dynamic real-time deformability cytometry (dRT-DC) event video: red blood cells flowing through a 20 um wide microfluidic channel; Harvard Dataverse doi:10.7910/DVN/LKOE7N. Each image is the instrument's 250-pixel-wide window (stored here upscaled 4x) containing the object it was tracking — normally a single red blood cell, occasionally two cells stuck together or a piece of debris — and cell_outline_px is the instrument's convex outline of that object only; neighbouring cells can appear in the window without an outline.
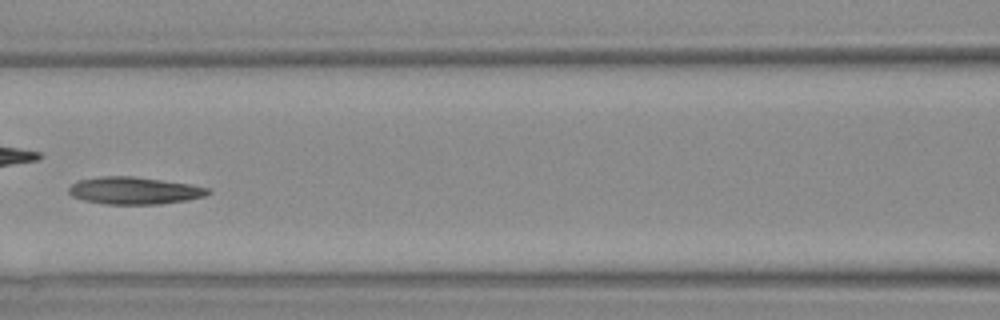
{"species": "Egyptian fruit bat (a non-hibernating species)", "species_latin": "Rousettus aegyptiacus", "temperature_condition": "warm", "stored_images_in_passage": 7, "camera_frame_rate_fps": 3000, "um_per_image_px": 0.085, "animal": {"sex": "female"}, "frame": {"image": 1, "passage_image": 7, "time_ms": 8.0, "image_size_px": [1000, 320], "cell_outline_px": [[212, 192], [204, 196], [184, 200], [160, 204], [104, 204], [84, 200], [72, 196], [68, 192], [68, 188], [72, 184], [80, 180], [100, 176], [132, 176], [188, 184], [212, 188]], "centroid_in_image_um": [11.41, 16.2], "position_along_channel_um": 155.2, "area_um2": 21.96}}